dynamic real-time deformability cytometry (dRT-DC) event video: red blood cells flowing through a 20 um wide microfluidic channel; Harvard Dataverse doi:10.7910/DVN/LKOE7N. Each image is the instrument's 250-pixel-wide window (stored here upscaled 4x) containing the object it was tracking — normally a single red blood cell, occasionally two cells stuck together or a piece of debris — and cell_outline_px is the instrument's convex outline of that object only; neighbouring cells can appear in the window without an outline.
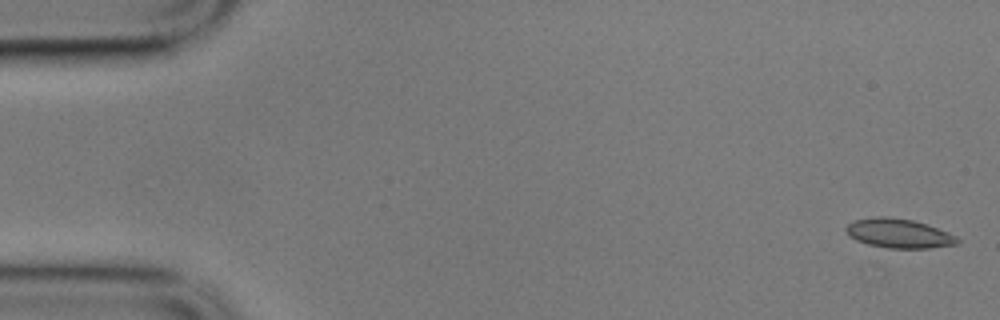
{"species": "common noctule bat (a hibernating species)", "species_latin": "Nyctalus noctula", "temperature_condition": "cold", "stored_images_in_passage": 5, "camera_frame_rate_fps": 3000, "um_per_image_px": 0.085, "animal": {"sex": "male", "body_mass_g": 17.9}, "frame": {"image": 1, "passage_image": 1, "time_ms": 0.0, "image_size_px": [1000, 320], "cell_outline_px": [[960, 240], [956, 244], [928, 248], [888, 248], [868, 244], [856, 240], [848, 236], [844, 228], [848, 224], [856, 220], [876, 216], [888, 216], [912, 220], [928, 224], [948, 232], [956, 236]], "centroid_in_image_um": [76.38, 19.83], "position_along_channel_um": 8.6, "area_um2": 19.02}}
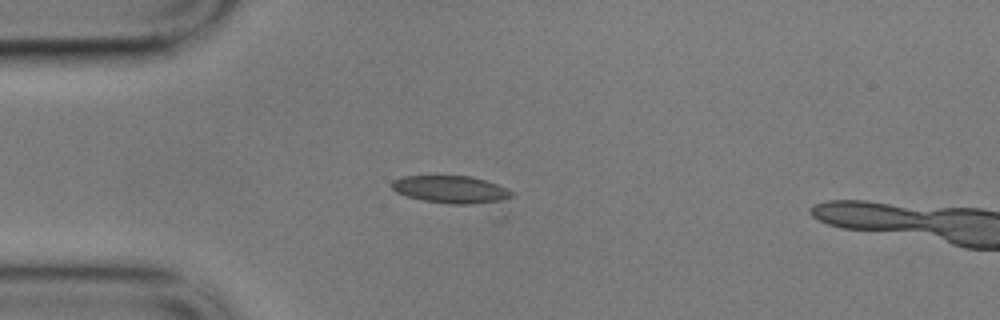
{"frame": {"image": 2, "passage_image": 4, "time_ms": 1.0, "image_size_px": [1000, 320], "cell_outline_px": [[512, 196], [504, 216], [496, 224], [408, 196], [396, 192], [392, 188], [392, 180], [400, 176], [472, 176], [508, 188], [512, 192]], "centroid_in_image_um": [38.95, 16.54], "position_along_channel_um": 46.0, "area_um2": 25.78}}